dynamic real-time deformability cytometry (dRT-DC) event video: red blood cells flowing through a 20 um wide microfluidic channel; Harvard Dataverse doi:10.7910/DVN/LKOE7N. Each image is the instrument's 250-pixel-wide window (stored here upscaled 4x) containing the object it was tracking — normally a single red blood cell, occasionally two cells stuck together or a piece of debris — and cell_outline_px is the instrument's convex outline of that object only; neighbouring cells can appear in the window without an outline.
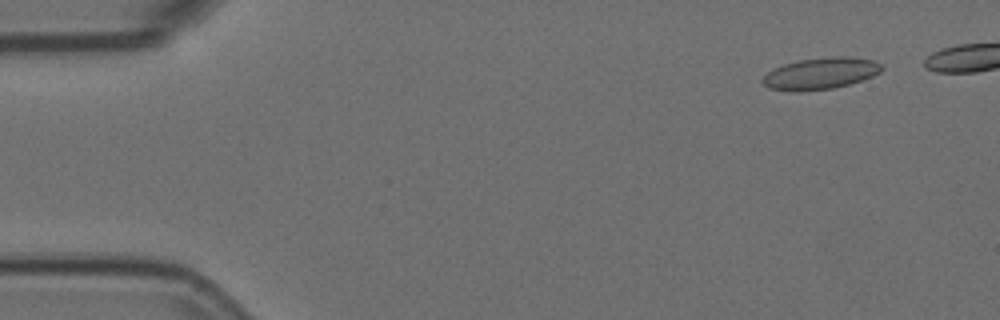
{"species": "Egyptian fruit bat (a non-hibernating species)", "species_latin": "Rousettus aegyptiacus", "temperature_condition": "room temperature", "stored_images_in_passage": 47, "camera_frame_rate_fps": 3000, "um_per_image_px": 0.085, "animal": {"sex": "female"}, "frame": {"image": 1, "passage_image": 5, "time_ms": 1.333, "image_size_px": [1000, 320], "cell_outline_px": [[884, 68], [880, 72], [872, 76], [848, 84], [832, 88], [796, 92], [792, 92], [768, 88], [760, 80], [772, 68], [784, 64], [800, 60], [832, 56], [848, 56], [876, 60]], "centroid_in_image_um": [69.73, 6.24], "position_along_channel_um": 15.3, "area_um2": 22.02}}
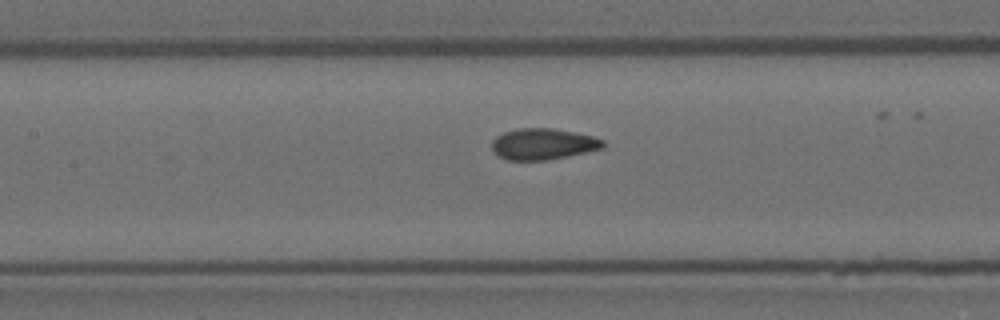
{"frame": {"image": 2, "passage_image": 26, "time_ms": 8.333, "image_size_px": [1000, 320], "cell_outline_px": [[604, 148], [568, 156], [548, 160], [508, 160], [492, 152], [492, 140], [496, 136], [504, 132], [516, 128], [552, 128], [592, 136], [604, 140]], "centroid_in_image_um": [46.14, 12.24], "position_along_channel_um": 161.3, "area_um2": 20.23}}
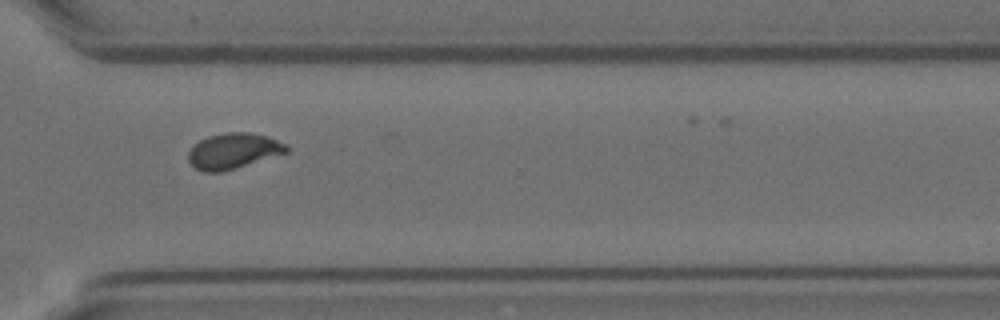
{"frame": {"image": 3, "passage_image": 42, "time_ms": 13.667, "image_size_px": [1000, 320], "cell_outline_px": [[288, 152], [220, 172], [204, 172], [196, 168], [188, 160], [188, 152], [192, 144], [208, 136], [224, 132], [248, 132], [268, 136], [288, 144]], "centroid_in_image_um": [19.82, 12.81], "position_along_channel_um": 350.8, "area_um2": 20.35}, "authors_computed_cell_mechanics": {"area_um2": 20.6346, "velocity_mm_per_s": 3.5697, "shape_relaxation_time_tau1_ms": 5.4545, "shape_relaxation_time_tau2_ms": 1.0481, "deformation_change_tau1": 0.1357, "deformation_change_tau2": 0.0434}}